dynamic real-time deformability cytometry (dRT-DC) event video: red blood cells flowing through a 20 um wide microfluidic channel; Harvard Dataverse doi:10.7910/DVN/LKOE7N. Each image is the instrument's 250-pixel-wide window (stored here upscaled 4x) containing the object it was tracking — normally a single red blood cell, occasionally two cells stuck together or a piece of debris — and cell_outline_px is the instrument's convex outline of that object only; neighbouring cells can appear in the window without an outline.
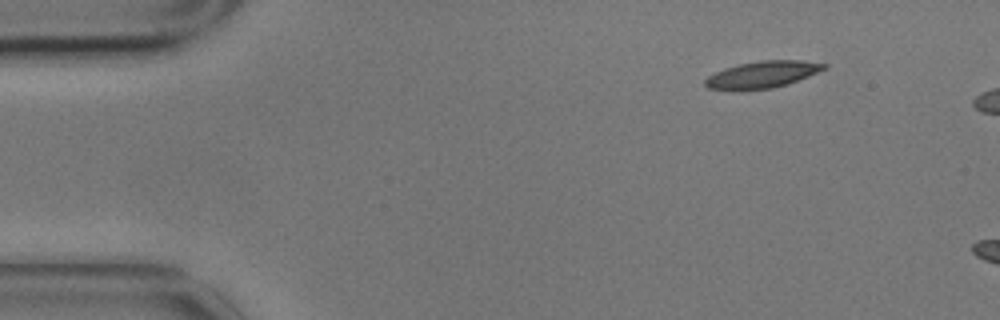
{"species": "common noctule bat (a hibernating species)", "species_latin": "Nyctalus noctula", "temperature_condition": "cold", "stored_images_in_passage": 4, "camera_frame_rate_fps": 3000, "um_per_image_px": 0.085, "animal": {"sex": "male", "body_mass_g": 17.9}, "frame": {"image": 1, "passage_image": 1, "time_ms": 0.0, "image_size_px": [1000, 320], "cell_outline_px": [[828, 68], [788, 84], [772, 88], [708, 88], [704, 84], [704, 80], [708, 76], [724, 68], [740, 64], [760, 60], [804, 60], [828, 64]], "centroid_in_image_um": [64.88, 6.29], "position_along_channel_um": 20.1, "area_um2": 18.09}}